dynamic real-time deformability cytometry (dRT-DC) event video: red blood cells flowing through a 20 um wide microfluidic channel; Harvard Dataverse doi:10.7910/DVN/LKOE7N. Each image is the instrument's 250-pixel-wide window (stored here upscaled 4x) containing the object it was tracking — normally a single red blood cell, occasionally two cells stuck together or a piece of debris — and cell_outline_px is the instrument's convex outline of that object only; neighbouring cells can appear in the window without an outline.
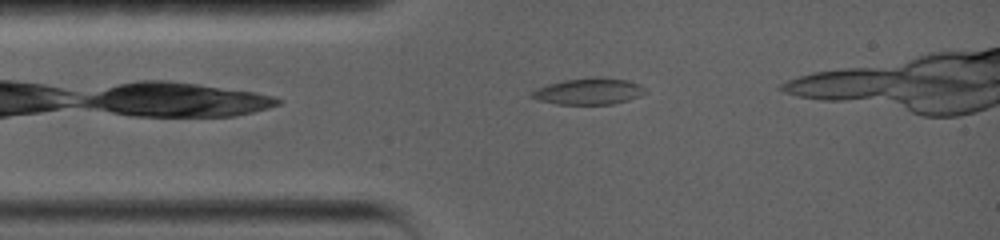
{"species": "common noctule bat (a hibernating species)", "species_latin": "Nyctalus noctula", "temperature_condition": "warm", "stored_images_in_passage": 26, "camera_frame_rate_fps": 5000, "um_per_image_px": 0.085, "animal": {"sex": "female", "body_mass_g": 19.0, "forearm_length_mm": 56.7}, "frame": {"image": 1, "passage_image": 4, "time_ms": 1.0, "image_size_px": [1000, 240], "cell_outline_px": [[648, 92], [628, 100], [612, 104], [556, 104], [536, 100], [528, 96], [528, 92], [536, 88], [548, 84], [564, 80], [596, 76], [600, 76], [628, 80], [640, 84]], "centroid_in_image_um": [50.0, 7.75], "position_along_channel_um": 35.0, "area_um2": 17.8}}
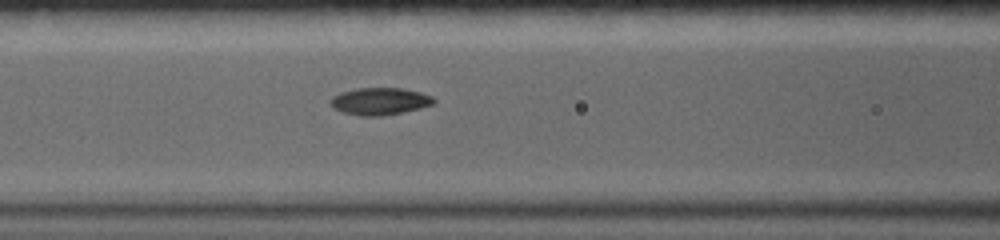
{"frame": {"image": 2, "passage_image": 13, "time_ms": 4.0, "image_size_px": [1000, 240], "cell_outline_px": [[436, 100], [432, 104], [420, 108], [404, 112], [384, 116], [360, 116], [344, 112], [332, 108], [328, 104], [328, 100], [332, 96], [340, 92], [356, 88], [404, 88], [420, 92], [432, 96]], "centroid_in_image_um": [32.24, 8.61], "position_along_channel_um": 134.4, "area_um2": 16.65}}
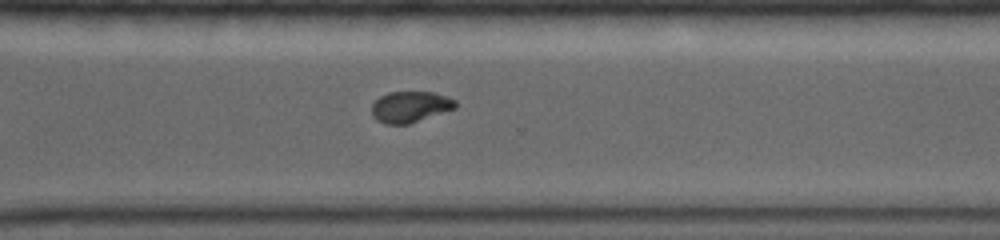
{"frame": {"image": 3, "passage_image": 22, "time_ms": 9.6, "image_size_px": [1000, 240], "cell_outline_px": [[456, 108], [408, 124], [384, 124], [376, 120], [372, 116], [372, 104], [380, 96], [388, 92], [436, 92], [456, 100]], "centroid_in_image_um": [34.85, 9.08], "position_along_channel_um": 335.7, "area_um2": 15.2}, "authors_computed_cell_mechanics": {"area_um2": 16.0684, "velocity_mm_per_s": 3.6069, "shape_relaxation_time_tau1_ms": null, "shape_relaxation_time_tau2_ms": 3.7365, "deformation_change_tau1": null, "deformation_change_tau2": 0.0582}}